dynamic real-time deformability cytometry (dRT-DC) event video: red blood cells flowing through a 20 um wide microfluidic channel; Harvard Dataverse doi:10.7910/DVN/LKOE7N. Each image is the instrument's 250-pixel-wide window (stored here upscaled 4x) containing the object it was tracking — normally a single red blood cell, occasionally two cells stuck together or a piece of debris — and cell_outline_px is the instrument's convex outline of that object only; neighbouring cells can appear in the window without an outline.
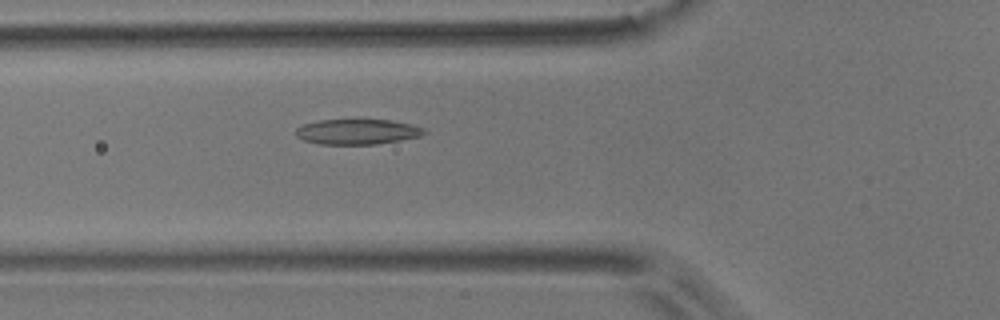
{"species": "common noctule bat (a hibernating species)", "species_latin": "Nyctalus noctula", "temperature_condition": "room temperature", "stored_images_in_passage": 33, "camera_frame_rate_fps": 3000, "um_per_image_px": 0.085, "animal": {"sex": "male", "body_mass_g": 17.9}, "frame": {"image": 1, "passage_image": 3, "time_ms": 0.667, "image_size_px": [1000, 320], "cell_outline_px": [[428, 132], [420, 136], [400, 140], [376, 144], [320, 144], [304, 140], [296, 136], [296, 128], [304, 124], [316, 120], [388, 120], [412, 124], [424, 128]], "centroid_in_image_um": [30.38, 11.19], "position_along_channel_um": 95.4, "area_um2": 18.84}}
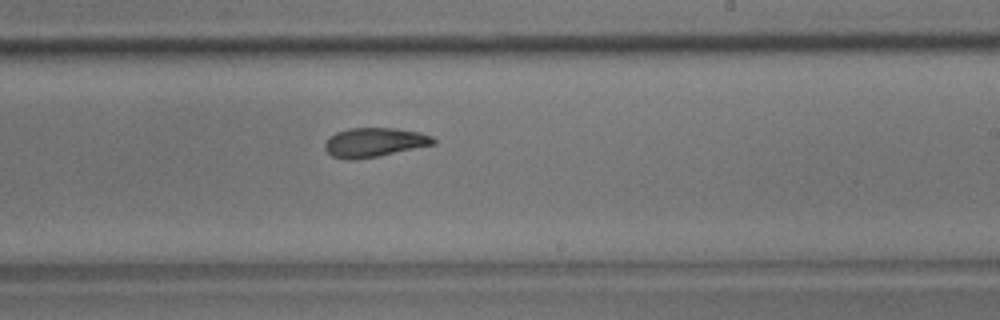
{"frame": {"image": 2, "passage_image": 16, "time_ms": 5.0, "image_size_px": [1000, 320], "cell_outline_px": [[436, 144], [380, 156], [352, 160], [348, 160], [332, 156], [324, 148], [324, 144], [328, 136], [336, 132], [348, 128], [396, 128], [420, 132], [432, 136], [436, 140]], "centroid_in_image_um": [31.82, 12.1], "position_along_channel_um": 257.2, "area_um2": 18.73}}
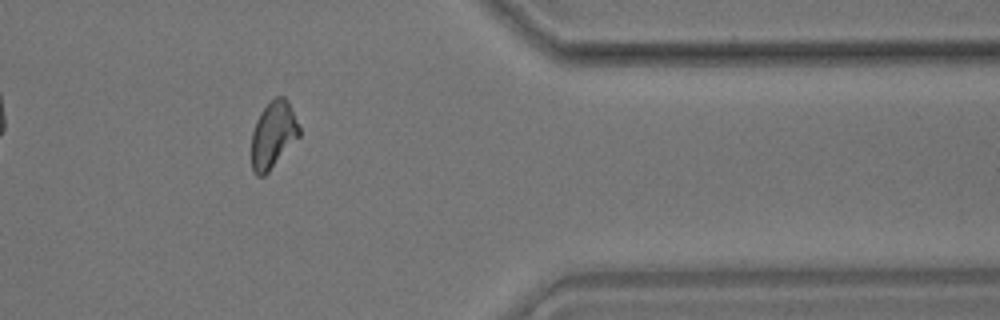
{"frame": {"image": 3, "passage_image": 28, "time_ms": 9.0, "image_size_px": [1000, 320], "cell_outline_px": [[300, 136], [268, 172], [264, 176], [256, 176], [252, 172], [252, 132], [256, 120], [260, 112], [276, 96], [284, 96], [288, 100], [300, 128]], "centroid_in_image_um": [23.22, 11.46], "position_along_channel_um": 388.2, "area_um2": 18.55}, "authors_computed_cell_mechanics": {"area_um2": 18.7272, "velocity_mm_per_s": 3.7238, "shape_relaxation_time_tau1_ms": 5.6846, "shape_relaxation_time_tau2_ms": 2.9994, "deformation_change_tau1": 0.1458, "deformation_change_tau2": 0.0854}}